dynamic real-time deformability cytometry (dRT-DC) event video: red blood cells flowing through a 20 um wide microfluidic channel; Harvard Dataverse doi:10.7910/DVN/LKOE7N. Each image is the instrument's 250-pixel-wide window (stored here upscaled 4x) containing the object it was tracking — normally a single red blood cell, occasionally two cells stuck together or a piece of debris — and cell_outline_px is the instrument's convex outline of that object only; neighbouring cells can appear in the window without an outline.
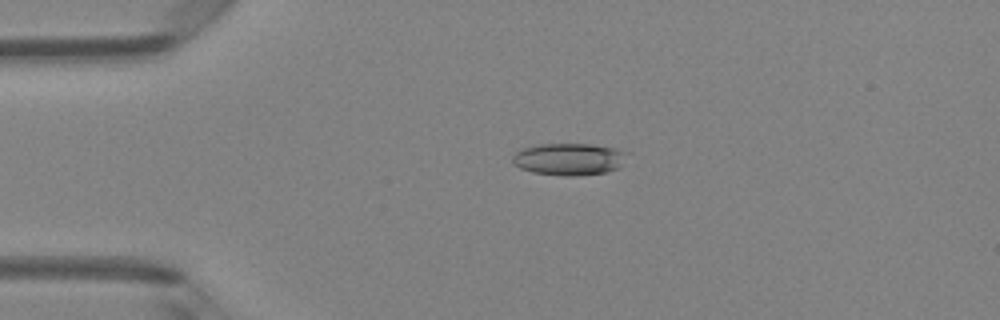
{"species": "Egyptian fruit bat (a non-hibernating species)", "species_latin": "Rousettus aegyptiacus", "temperature_condition": "room temperature", "stored_images_in_passage": 41, "camera_frame_rate_fps": 3000, "um_per_image_px": 0.085, "animal": {"sex": "female"}, "frame": {"image": 1, "passage_image": 4, "time_ms": 1.0, "image_size_px": [1000, 320], "cell_outline_px": [[628, 152], [620, 164], [616, 168], [608, 172], [576, 176], [564, 176], [532, 172], [520, 168], [512, 164], [512, 156], [520, 148], [536, 144], [588, 144], [616, 148]], "centroid_in_image_um": [48.3, 13.52], "position_along_channel_um": 36.7, "area_um2": 21.5}}
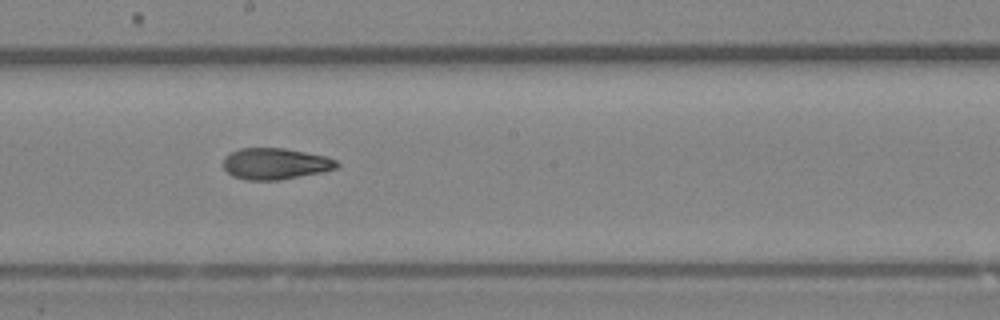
{"frame": {"image": 2, "passage_image": 20, "time_ms": 6.333, "image_size_px": [1000, 320], "cell_outline_px": [[340, 164], [336, 168], [320, 172], [280, 180], [244, 180], [232, 176], [224, 168], [224, 156], [228, 152], [240, 148], [284, 148], [324, 156], [336, 160]], "centroid_in_image_um": [23.35, 13.91], "position_along_channel_um": 224.9, "area_um2": 20.69}}
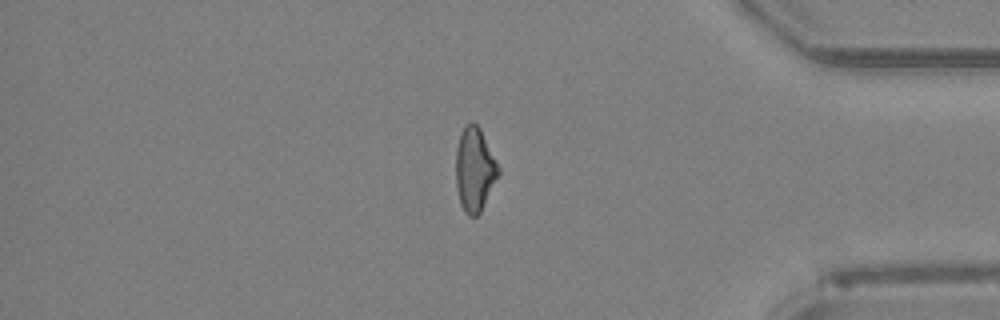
{"frame": {"image": 3, "passage_image": 34, "time_ms": 11.0, "image_size_px": [1000, 320], "cell_outline_px": [[500, 172], [480, 212], [476, 216], [468, 216], [464, 212], [460, 204], [456, 184], [456, 148], [460, 132], [472, 120], [480, 128], [500, 168]], "centroid_in_image_um": [40.33, 14.4], "position_along_channel_um": 394.9, "area_um2": 20.69}, "authors_computed_cell_mechanics": {"area_um2": 20.9814, "velocity_mm_per_s": 4.2066, "shape_relaxation_time_tau1_ms": null, "shape_relaxation_time_tau2_ms": 2.6753, "deformation_change_tau1": null, "deformation_change_tau2": 0.1001}}